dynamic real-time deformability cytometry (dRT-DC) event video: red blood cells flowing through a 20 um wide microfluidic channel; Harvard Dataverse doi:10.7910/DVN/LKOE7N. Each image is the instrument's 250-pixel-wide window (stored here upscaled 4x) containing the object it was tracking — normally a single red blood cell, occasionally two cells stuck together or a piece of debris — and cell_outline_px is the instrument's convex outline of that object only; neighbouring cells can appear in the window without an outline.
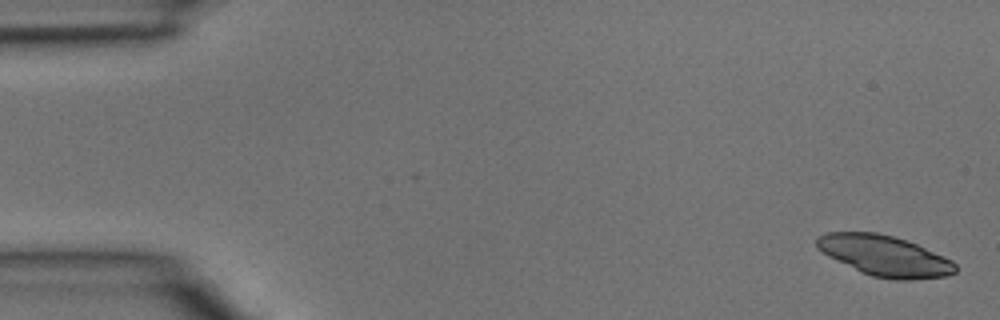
{"species": "common noctule bat (a hibernating species)", "species_latin": "Nyctalus noctula", "temperature_condition": "room temperature", "stored_images_in_passage": 5, "camera_frame_rate_fps": 3000, "um_per_image_px": 0.085, "animal": {"sex": "male", "body_mass_g": 15.6}, "frame": {"image": 1, "passage_image": 1, "time_ms": 0.0, "image_size_px": [1000, 320], "cell_outline_px": [[956, 272], [948, 276], [912, 280], [896, 280], [872, 276], [860, 272], [828, 256], [816, 248], [816, 240], [820, 236], [828, 232], [876, 232], [892, 236], [916, 244], [952, 260], [956, 264]], "centroid_in_image_um": [75.19, 21.75], "position_along_channel_um": 9.8, "area_um2": 32.71}}